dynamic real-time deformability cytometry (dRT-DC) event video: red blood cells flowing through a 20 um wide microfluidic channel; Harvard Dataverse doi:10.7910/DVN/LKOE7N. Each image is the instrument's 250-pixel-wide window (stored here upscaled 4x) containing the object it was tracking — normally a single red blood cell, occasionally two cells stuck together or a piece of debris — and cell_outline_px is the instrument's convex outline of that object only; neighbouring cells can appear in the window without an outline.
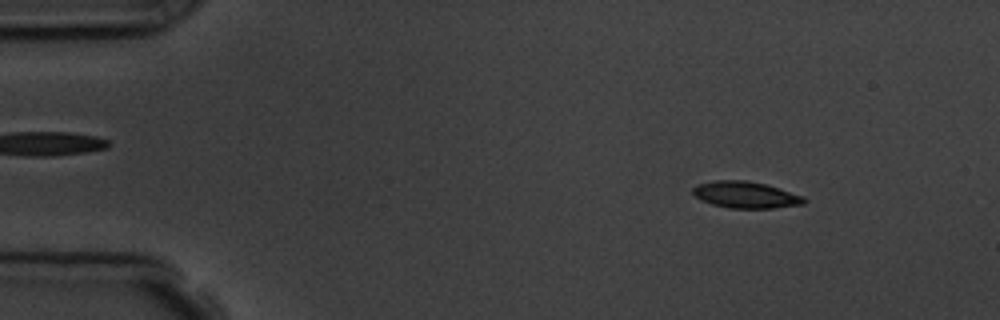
{"species": "common noctule bat (a hibernating species)", "species_latin": "Nyctalus noctula", "temperature_condition": "room temperature", "stored_images_in_passage": 6, "camera_frame_rate_fps": 3000, "um_per_image_px": 0.085, "animal": {"sex": "male", "body_mass_g": 19.5, "forearm_length_mm": 54.6}, "frame": {"image": 1, "passage_image": 2, "time_ms": 1.333, "image_size_px": [1000, 320], "cell_outline_px": [[808, 200], [804, 204], [772, 208], [728, 208], [712, 204], [700, 200], [692, 192], [692, 188], [700, 184], [716, 180], [744, 180], [764, 184], [804, 196]], "centroid_in_image_um": [63.39, 16.57], "position_along_channel_um": 21.6, "area_um2": 17.11}}
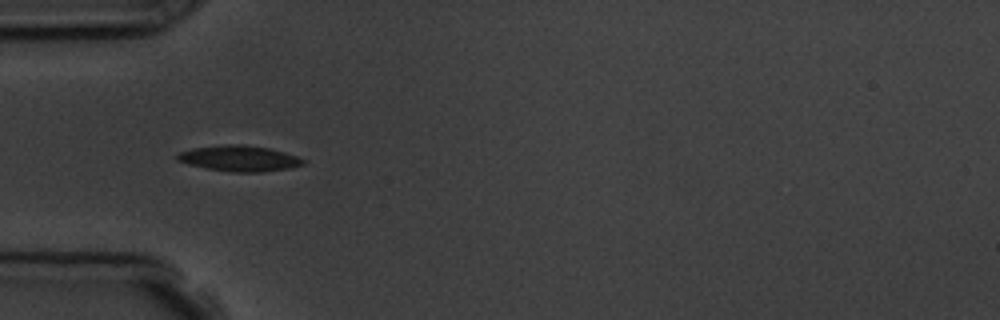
{"frame": {"image": 2, "passage_image": 4, "time_ms": 4.667, "image_size_px": [1000, 320], "cell_outline_px": [[308, 160], [304, 164], [288, 168], [264, 172], [232, 172], [208, 168], [188, 164], [176, 160], [176, 152], [192, 148], [232, 144], [240, 144], [268, 148], [284, 152]], "centroid_in_image_um": [20.33, 13.46], "position_along_channel_um": 64.7, "area_um2": 18.84}}
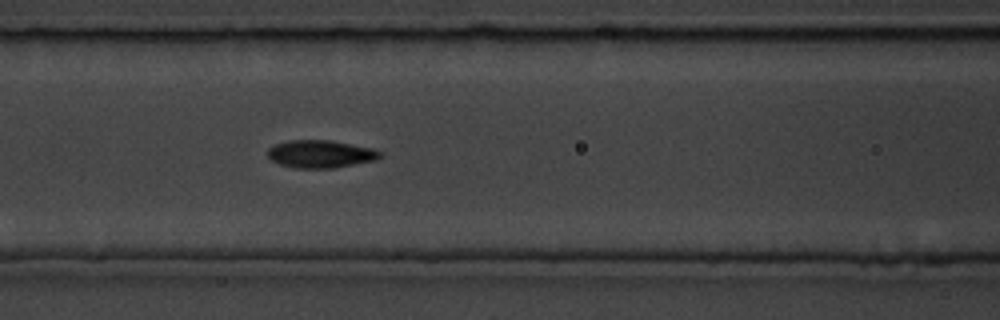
{"frame": {"image": 3, "passage_image": 6, "time_ms": 6.667, "image_size_px": [1000, 320], "cell_outline_px": [[380, 156], [376, 160], [336, 168], [296, 168], [280, 164], [272, 160], [268, 156], [268, 148], [276, 144], [288, 140], [332, 140], [372, 148], [380, 152]], "centroid_in_image_um": [27.24, 13.09], "position_along_channel_um": 139.4, "area_um2": 18.09}}